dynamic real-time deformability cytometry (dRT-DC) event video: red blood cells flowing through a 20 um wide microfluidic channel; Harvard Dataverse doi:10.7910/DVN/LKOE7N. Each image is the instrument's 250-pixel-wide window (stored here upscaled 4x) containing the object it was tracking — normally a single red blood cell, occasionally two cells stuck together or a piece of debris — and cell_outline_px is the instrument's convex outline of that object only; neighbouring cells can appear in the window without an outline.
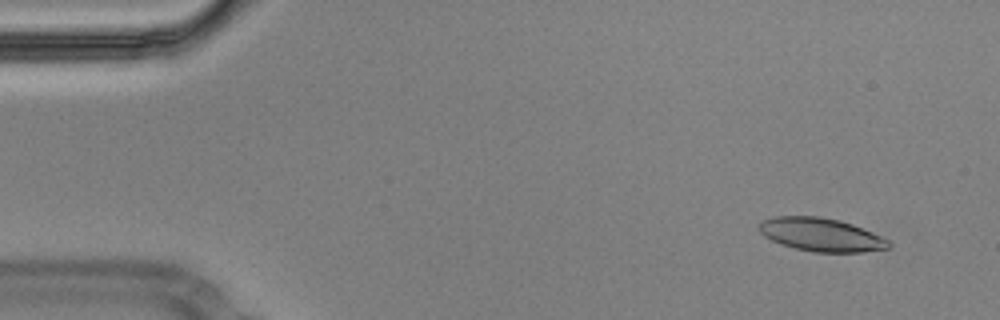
{"species": "Egyptian fruit bat (a non-hibernating species)", "species_latin": "Rousettus aegyptiacus", "temperature_condition": "cold", "stored_images_in_passage": 55, "camera_frame_rate_fps": 3000, "um_per_image_px": 0.085, "animal": {"sex": "male"}, "frame": {"image": 1, "passage_image": 4, "time_ms": 1.0, "image_size_px": [1000, 320], "cell_outline_px": [[892, 244], [888, 248], [864, 252], [812, 252], [780, 244], [764, 236], [756, 228], [760, 220], [776, 216], [820, 216], [840, 220], [852, 224], [872, 232], [888, 240]], "centroid_in_image_um": [69.75, 19.94], "position_along_channel_um": 15.2, "area_um2": 25.32}}
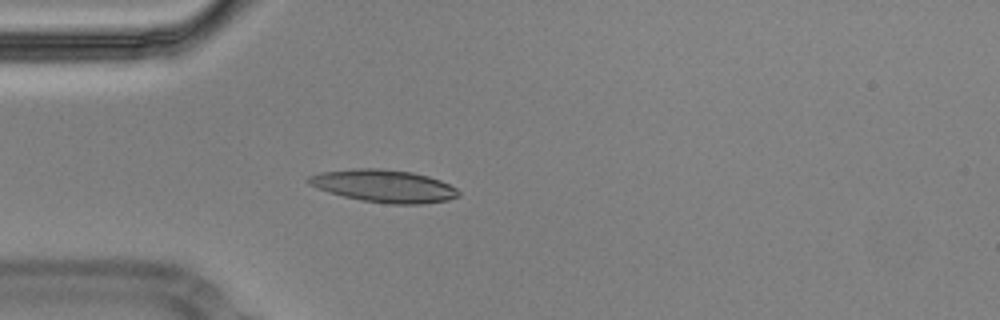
{"frame": {"image": 2, "passage_image": 15, "time_ms": 4.667, "image_size_px": [1000, 320], "cell_outline_px": [[460, 196], [448, 200], [424, 204], [392, 204], [360, 200], [328, 192], [316, 188], [308, 184], [304, 180], [308, 176], [320, 172], [352, 168], [380, 168], [412, 172], [428, 176], [440, 180], [456, 188], [460, 192]], "centroid_in_image_um": [32.6, 15.8], "position_along_channel_um": 52.4, "area_um2": 28.73}}
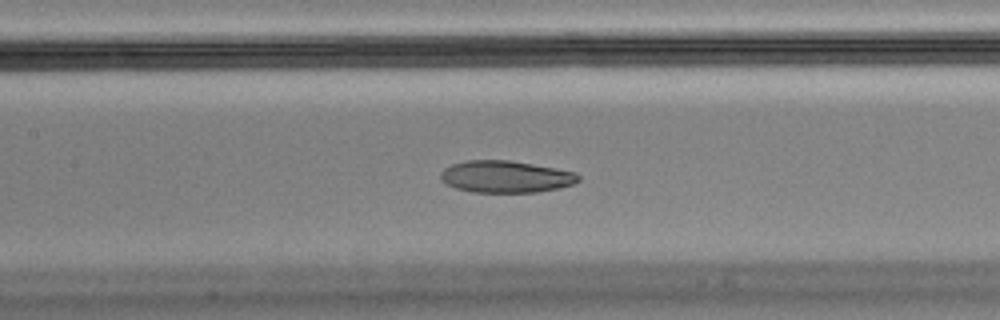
{"frame": {"image": 3, "passage_image": 25, "time_ms": 8.0, "image_size_px": [1000, 320], "cell_outline_px": [[580, 180], [572, 184], [560, 188], [536, 192], [472, 192], [456, 188], [444, 184], [440, 180], [440, 172], [444, 168], [452, 164], [468, 160], [508, 160], [532, 164], [576, 172], [580, 176]], "centroid_in_image_um": [42.95, 15.02], "position_along_channel_um": 164.4, "area_um2": 25.72}, "authors_computed_cell_mechanics": {"area_um2": 26.7614, "velocity_mm_per_s": 3.5678, "shape_relaxation_time_tau1_ms": null, "shape_relaxation_time_tau2_ms": 2.5008, "deformation_change_tau1": null, "deformation_change_tau2": 0.0794}}